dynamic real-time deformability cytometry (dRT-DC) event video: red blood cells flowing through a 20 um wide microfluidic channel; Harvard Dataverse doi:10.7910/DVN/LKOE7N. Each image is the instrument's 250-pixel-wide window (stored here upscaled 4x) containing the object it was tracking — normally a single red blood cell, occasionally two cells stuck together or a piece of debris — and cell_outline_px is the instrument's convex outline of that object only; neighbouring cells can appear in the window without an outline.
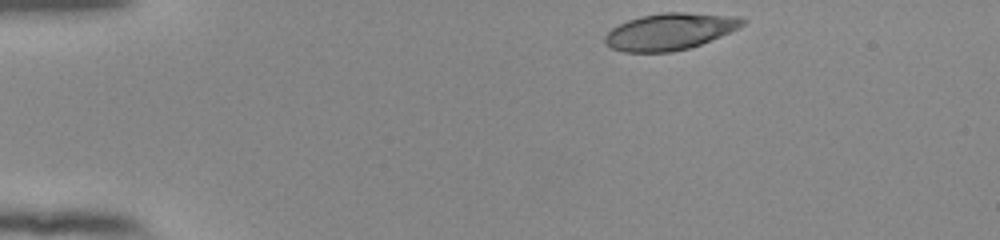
{"species": "human", "species_latin": "Homo sapiens", "temperature_condition": "room temperature", "stored_images_in_passage": 10, "camera_frame_rate_fps": 3000, "um_per_image_px": 0.085, "donor": {"sex": "female"}, "frame": {"image": 1, "passage_image": 1, "time_ms": 0.0, "image_size_px": [1000, 240], "cell_outline_px": [[748, 20], [740, 28], [700, 44], [688, 48], [672, 52], [624, 52], [612, 48], [604, 44], [604, 36], [612, 28], [628, 20], [640, 16], [664, 12], [684, 12], [740, 16]], "centroid_in_image_um": [56.95, 2.67], "position_along_channel_um": 28.0, "area_um2": 29.54}}
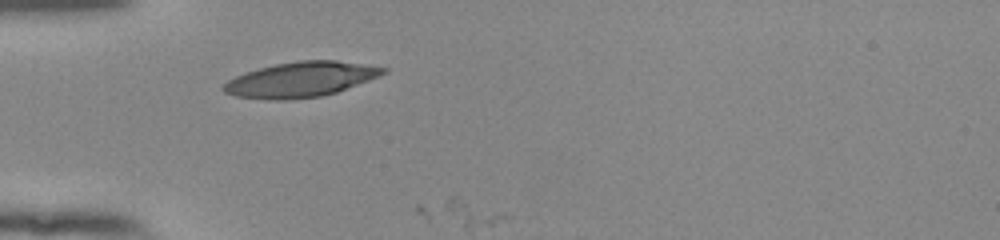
{"frame": {"image": 2, "passage_image": 9, "time_ms": 2.667, "image_size_px": [1000, 240], "cell_outline_px": [[388, 72], [380, 76], [336, 92], [320, 96], [288, 100], [272, 100], [236, 96], [224, 92], [220, 88], [228, 80], [236, 76], [260, 68], [276, 64], [300, 60], [336, 60], [388, 68]], "centroid_in_image_um": [25.57, 6.76], "position_along_channel_um": 59.4, "area_um2": 32.43}}